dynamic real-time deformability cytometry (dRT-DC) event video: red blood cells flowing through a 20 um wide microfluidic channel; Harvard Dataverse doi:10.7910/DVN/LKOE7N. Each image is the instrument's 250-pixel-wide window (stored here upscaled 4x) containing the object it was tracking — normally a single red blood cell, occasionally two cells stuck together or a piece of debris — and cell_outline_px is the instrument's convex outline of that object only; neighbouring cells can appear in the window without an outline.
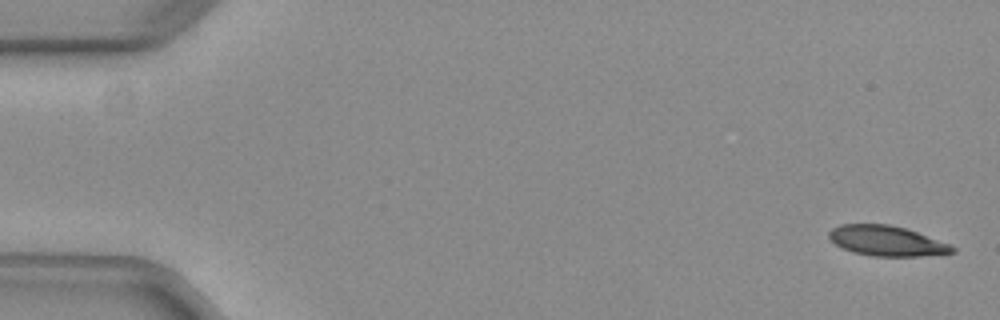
{"species": "common noctule bat (a hibernating species)", "species_latin": "Nyctalus noctula", "temperature_condition": "warm", "stored_images_in_passage": 3, "camera_frame_rate_fps": 3000, "um_per_image_px": 0.085, "animal": {"sex": "female", "body_mass_g": 29.2, "forearm_length_mm": 56.3}, "frame": {"image": 1, "passage_image": 1, "time_ms": 0.0, "image_size_px": [1000, 320], "cell_outline_px": [[956, 252], [920, 256], [872, 256], [852, 252], [840, 248], [828, 236], [828, 232], [832, 228], [840, 224], [888, 224], [908, 228], [948, 244], [956, 248]], "centroid_in_image_um": [75.34, 20.47], "position_along_channel_um": 9.7, "area_um2": 21.73}}